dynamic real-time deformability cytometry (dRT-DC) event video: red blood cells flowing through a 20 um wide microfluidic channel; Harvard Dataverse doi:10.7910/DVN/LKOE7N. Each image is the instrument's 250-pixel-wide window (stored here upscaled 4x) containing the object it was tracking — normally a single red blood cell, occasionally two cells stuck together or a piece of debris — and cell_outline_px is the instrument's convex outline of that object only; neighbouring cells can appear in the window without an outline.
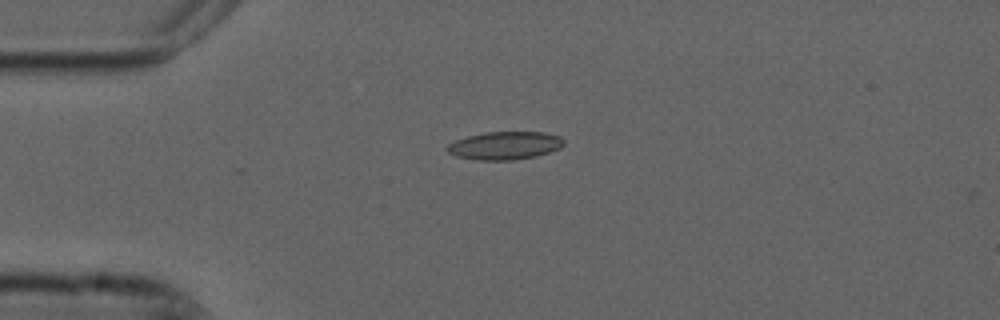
{"species": "common noctule bat (a hibernating species)", "species_latin": "Nyctalus noctula", "temperature_condition": "cold", "stored_images_in_passage": 2, "camera_frame_rate_fps": 3000, "um_per_image_px": 0.085, "animal": {"sex": "male", "forearm_length_mm": 52.5}, "frame": {"image": 1, "passage_image": 1, "time_ms": 0.0, "image_size_px": [1000, 320], "cell_outline_px": [[564, 144], [560, 148], [536, 156], [512, 160], [476, 160], [456, 156], [448, 152], [444, 148], [448, 144], [456, 140], [468, 136], [484, 132], [544, 132], [560, 136], [564, 140]], "centroid_in_image_um": [42.9, 12.37], "position_along_channel_um": 42.1, "area_um2": 19.07}}